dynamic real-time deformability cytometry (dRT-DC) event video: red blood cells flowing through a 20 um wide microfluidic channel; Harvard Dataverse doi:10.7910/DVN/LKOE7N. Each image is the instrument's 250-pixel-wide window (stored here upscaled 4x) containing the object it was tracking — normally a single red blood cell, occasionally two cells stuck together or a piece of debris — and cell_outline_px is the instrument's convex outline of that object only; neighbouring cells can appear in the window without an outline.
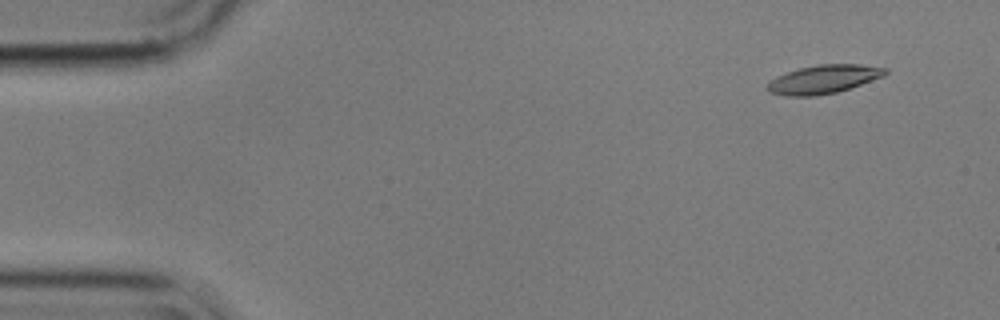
{"species": "common noctule bat (a hibernating species)", "species_latin": "Nyctalus noctula", "temperature_condition": "cold", "stored_images_in_passage": 57, "camera_frame_rate_fps": 3000, "um_per_image_px": 0.085, "animal": {"sex": "male", "body_mass_g": 17.9}, "frame": {"image": 1, "passage_image": 5, "time_ms": 1.333, "image_size_px": [1000, 320], "cell_outline_px": [[888, 72], [884, 76], [836, 92], [816, 96], [784, 96], [768, 92], [764, 88], [776, 76], [800, 68], [820, 64], [860, 64], [888, 68]], "centroid_in_image_um": [69.98, 6.74], "position_along_channel_um": 15.0, "area_um2": 19.54}}
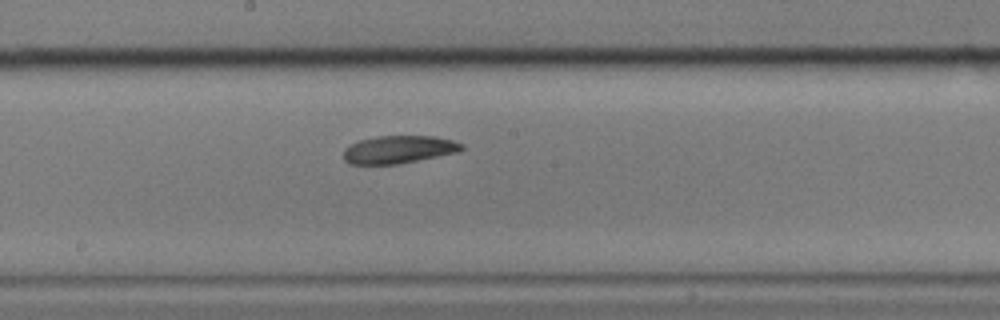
{"frame": {"image": 2, "passage_image": 31, "time_ms": 10.0, "image_size_px": [1000, 320], "cell_outline_px": [[464, 148], [460, 152], [396, 164], [348, 164], [344, 160], [344, 148], [360, 140], [376, 136], [436, 136], [452, 140], [464, 144]], "centroid_in_image_um": [33.91, 12.7], "position_along_channel_um": 214.3, "area_um2": 19.13}}
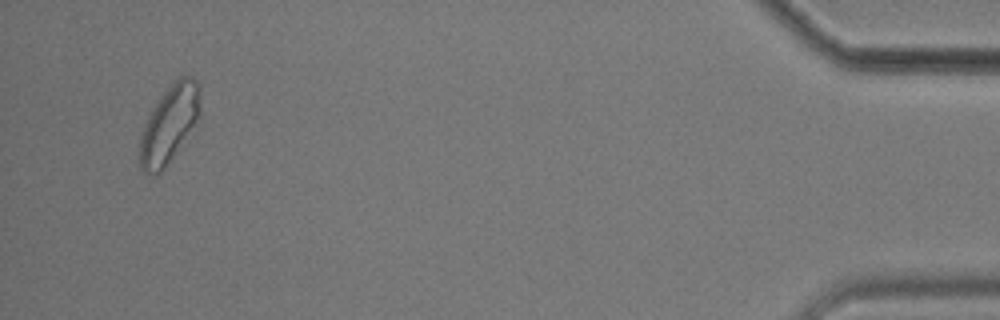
{"frame": {"image": 3, "passage_image": 55, "time_ms": 18.0, "image_size_px": [1000, 320], "cell_outline_px": [[200, 116], [168, 164], [156, 176], [152, 176], [144, 172], [140, 168], [140, 140], [148, 116], [164, 92], [180, 76], [192, 76], [200, 84]], "centroid_in_image_um": [14.41, 10.57], "position_along_channel_um": 420.8, "area_um2": 26.82}, "authors_computed_cell_mechanics": {"area_um2": 19.5364, "velocity_mm_per_s": 3.5279, "shape_relaxation_time_tau1_ms": 8.0428, "shape_relaxation_time_tau2_ms": null, "deformation_change_tau1": 0.1849, "deformation_change_tau2": null}}